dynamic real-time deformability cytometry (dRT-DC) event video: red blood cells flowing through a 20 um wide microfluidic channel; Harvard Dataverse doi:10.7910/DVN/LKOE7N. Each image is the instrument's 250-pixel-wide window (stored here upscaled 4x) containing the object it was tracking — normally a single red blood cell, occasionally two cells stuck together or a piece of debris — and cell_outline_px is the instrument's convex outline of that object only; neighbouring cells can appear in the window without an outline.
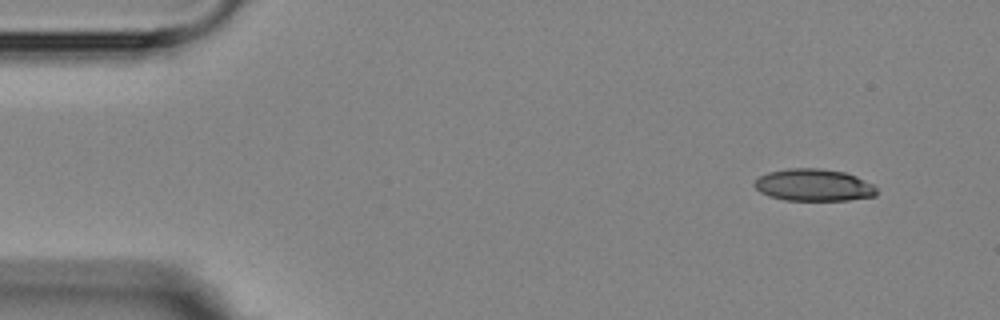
{"species": "Egyptian fruit bat (a non-hibernating species)", "species_latin": "Rousettus aegyptiacus", "temperature_condition": "room temperature", "stored_images_in_passage": 4, "camera_frame_rate_fps": 3000, "um_per_image_px": 0.085, "animal": {"sex": "female"}, "frame": {"image": 1, "passage_image": 4, "time_ms": 4.333, "image_size_px": [1000, 320], "cell_outline_px": [[876, 196], [848, 200], [784, 200], [768, 196], [760, 192], [752, 184], [760, 176], [768, 172], [788, 168], [820, 168], [844, 172], [856, 176], [872, 184], [876, 188]], "centroid_in_image_um": [69.14, 15.73], "position_along_channel_um": 15.9, "area_um2": 22.89}}